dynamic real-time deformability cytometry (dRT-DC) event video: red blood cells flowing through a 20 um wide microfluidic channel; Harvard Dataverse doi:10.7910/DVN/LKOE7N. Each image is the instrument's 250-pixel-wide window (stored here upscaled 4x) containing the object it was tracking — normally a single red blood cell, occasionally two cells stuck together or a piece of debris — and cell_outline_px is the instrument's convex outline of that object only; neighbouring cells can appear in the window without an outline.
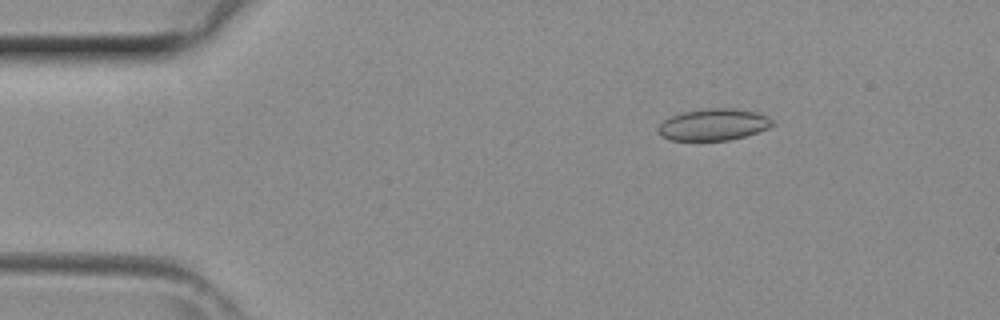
{"species": "common noctule bat (a hibernating species)", "species_latin": "Nyctalus noctula", "temperature_condition": "room temperature", "stored_images_in_passage": 13, "camera_frame_rate_fps": 3000, "um_per_image_px": 0.085, "animal": {"sex": "female", "body_mass_g": 29.2, "forearm_length_mm": 56.3}, "frame": {"image": 1, "passage_image": 7, "time_ms": 2.0, "image_size_px": [1000, 320], "cell_outline_px": [[772, 124], [768, 128], [744, 136], [728, 140], [672, 140], [660, 136], [656, 132], [656, 128], [664, 120], [680, 112], [712, 108], [732, 108], [756, 112], [768, 116], [772, 120]], "centroid_in_image_um": [60.6, 10.59], "position_along_channel_um": 24.4, "area_um2": 20.98}}